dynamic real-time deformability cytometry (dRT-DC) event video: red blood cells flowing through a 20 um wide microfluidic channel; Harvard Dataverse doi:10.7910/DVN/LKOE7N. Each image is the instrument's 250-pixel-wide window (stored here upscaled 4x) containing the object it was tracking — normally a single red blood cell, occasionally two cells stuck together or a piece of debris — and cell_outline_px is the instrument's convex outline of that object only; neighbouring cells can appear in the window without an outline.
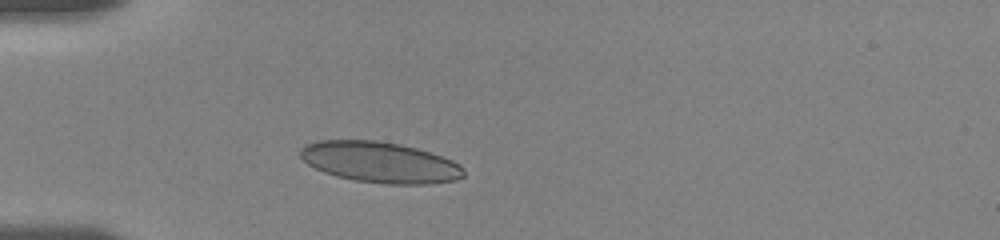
{"species": "human", "species_latin": "Homo sapiens", "temperature_condition": "room temperature", "stored_images_in_passage": 2, "camera_frame_rate_fps": 3000, "um_per_image_px": 0.085, "donor": {"sex": "female"}, "frame": {"image": 1, "passage_image": 1, "time_ms": 0.0, "image_size_px": [1000, 240], "cell_outline_px": [[464, 176], [456, 180], [432, 184], [384, 184], [356, 180], [336, 176], [324, 172], [308, 164], [300, 156], [300, 148], [304, 144], [316, 140], [376, 140], [400, 144], [416, 148], [452, 160], [460, 164], [464, 168]], "centroid_in_image_um": [32.29, 13.79], "position_along_channel_um": 52.7, "area_um2": 39.02}}